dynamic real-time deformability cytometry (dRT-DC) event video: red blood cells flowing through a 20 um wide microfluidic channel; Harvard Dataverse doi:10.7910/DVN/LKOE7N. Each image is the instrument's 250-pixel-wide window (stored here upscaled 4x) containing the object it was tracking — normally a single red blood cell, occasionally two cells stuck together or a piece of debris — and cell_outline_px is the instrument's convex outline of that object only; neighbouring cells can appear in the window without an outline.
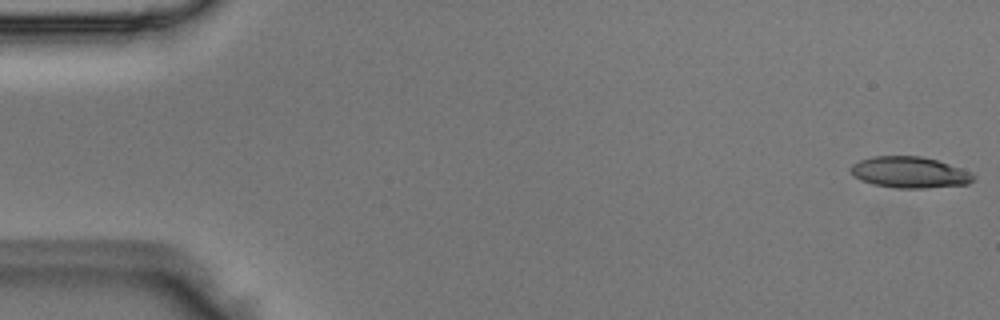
{"species": "Egyptian fruit bat (a non-hibernating species)", "species_latin": "Rousettus aegyptiacus", "temperature_condition": "room temperature", "stored_images_in_passage": 3, "segment_of_instrument_passage": [2, 2], "camera_frame_rate_fps": 3000, "um_per_image_px": 0.085, "animal": {"sex": "male"}, "frame": {"image": 1, "passage_image": 3, "time_ms": 0.667, "image_size_px": [1000, 320], "cell_outline_px": [[976, 176], [968, 184], [924, 188], [896, 188], [872, 184], [856, 176], [848, 168], [852, 164], [860, 160], [872, 156], [920, 156], [936, 160], [972, 172]], "centroid_in_image_um": [77.32, 14.64], "position_along_channel_um": 7.7, "area_um2": 22.14}}